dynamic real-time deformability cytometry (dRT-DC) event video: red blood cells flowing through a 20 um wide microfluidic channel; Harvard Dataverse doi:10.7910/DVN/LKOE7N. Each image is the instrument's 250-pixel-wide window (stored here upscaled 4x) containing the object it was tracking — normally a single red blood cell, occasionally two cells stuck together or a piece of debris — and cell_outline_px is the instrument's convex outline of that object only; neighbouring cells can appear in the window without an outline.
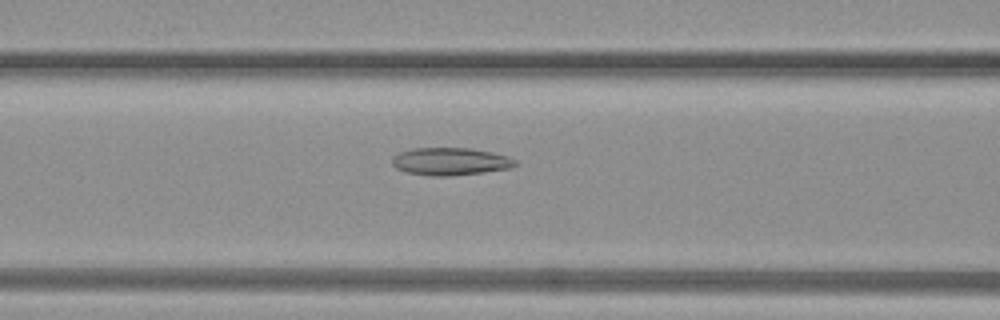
{"species": "common noctule bat (a hibernating species)", "species_latin": "Nyctalus noctula", "temperature_condition": "warm", "stored_images_in_passage": 44, "camera_frame_rate_fps": 3000, "um_per_image_px": 0.085, "animal": {"sex": "female", "body_mass_g": 19.3, "forearm_length_mm": 54.1}, "frame": {"image": 1, "passage_image": 18, "time_ms": 5.667, "image_size_px": [1000, 320], "cell_outline_px": [[516, 164], [508, 168], [484, 172], [448, 176], [428, 176], [404, 172], [396, 168], [392, 164], [392, 160], [400, 152], [412, 148], [472, 148], [492, 152], [508, 156], [516, 160]], "centroid_in_image_um": [38.26, 13.72], "position_along_channel_um": 128.3, "area_um2": 19.77}}
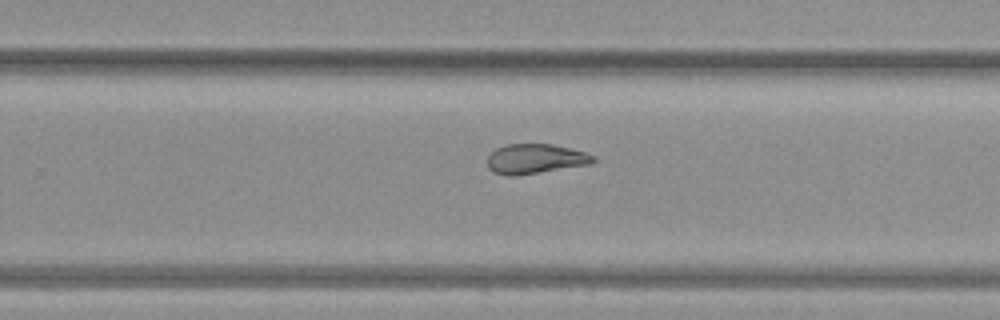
{"frame": {"image": 2, "passage_image": 28, "time_ms": 9.0, "image_size_px": [1000, 320], "cell_outline_px": [[596, 160], [592, 164], [516, 176], [508, 176], [492, 172], [488, 168], [488, 156], [496, 148], [508, 144], [552, 144], [584, 152], [596, 156]], "centroid_in_image_um": [45.5, 13.51], "position_along_channel_um": 284.3, "area_um2": 18.44}}
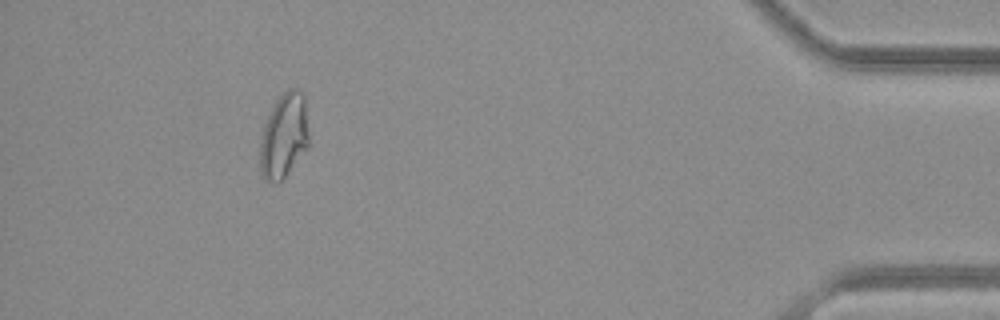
{"frame": {"image": 3, "passage_image": 40, "time_ms": 13.0, "image_size_px": [1000, 320], "cell_outline_px": [[308, 144], [284, 176], [280, 180], [264, 180], [260, 172], [260, 140], [264, 124], [276, 100], [288, 88], [300, 88], [304, 92], [308, 132]], "centroid_in_image_um": [24.12, 11.46], "position_along_channel_um": 411.1, "area_um2": 23.64}}